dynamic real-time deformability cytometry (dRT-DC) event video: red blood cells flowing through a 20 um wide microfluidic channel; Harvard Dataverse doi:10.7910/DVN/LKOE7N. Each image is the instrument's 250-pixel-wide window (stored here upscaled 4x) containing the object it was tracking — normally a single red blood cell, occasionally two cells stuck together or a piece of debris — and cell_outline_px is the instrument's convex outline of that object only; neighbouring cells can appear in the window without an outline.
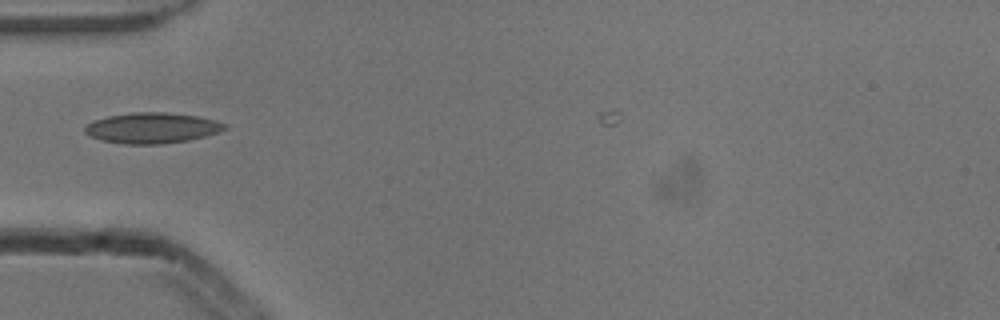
{"species": "common noctule bat (a hibernating species)", "species_latin": "Nyctalus noctula", "temperature_condition": "cold", "stored_images_in_passage": 4, "camera_frame_rate_fps": 3000, "um_per_image_px": 0.085, "animal": {"sex": "male", "body_mass_g": 13.3}, "frame": {"image": 1, "passage_image": 3, "time_ms": 0.667, "image_size_px": [1000, 320], "cell_outline_px": [[228, 128], [204, 136], [188, 140], [164, 144], [124, 144], [100, 140], [84, 132], [84, 128], [88, 124], [96, 120], [108, 116], [132, 112], [164, 112], [196, 116], [216, 120], [228, 124]], "centroid_in_image_um": [12.94, 10.88], "position_along_channel_um": 72.1, "area_um2": 24.85}}